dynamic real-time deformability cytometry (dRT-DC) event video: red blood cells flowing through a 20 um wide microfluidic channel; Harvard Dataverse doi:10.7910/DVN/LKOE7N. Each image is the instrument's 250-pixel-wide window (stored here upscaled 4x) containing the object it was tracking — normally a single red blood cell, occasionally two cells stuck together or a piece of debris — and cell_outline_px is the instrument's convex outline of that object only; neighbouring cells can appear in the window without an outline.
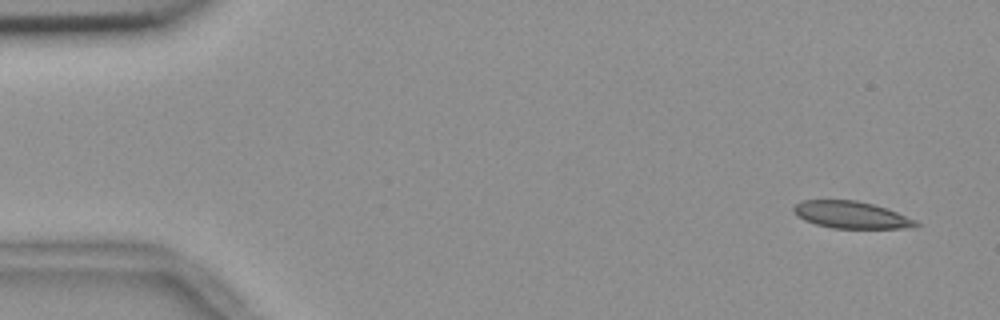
{"species": "common noctule bat (a hibernating species)", "species_latin": "Nyctalus noctula", "temperature_condition": "room temperature", "stored_images_in_passage": 6, "camera_frame_rate_fps": 3000, "um_per_image_px": 0.085, "animal": {"sex": "female", "body_mass_g": 18.4}, "frame": {"image": 1, "passage_image": 1, "time_ms": 0.0, "image_size_px": [1000, 320], "cell_outline_px": [[920, 224], [900, 228], [832, 228], [816, 224], [804, 220], [796, 216], [792, 212], [792, 208], [800, 200], [856, 200], [888, 208], [916, 220]], "centroid_in_image_um": [72.28, 18.25], "position_along_channel_um": 12.7, "area_um2": 19.25}}
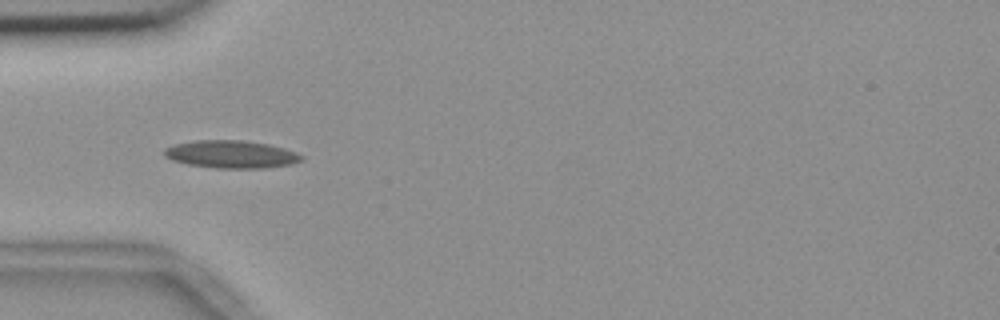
{"frame": {"image": 2, "passage_image": 5, "time_ms": 1.333, "image_size_px": [1000, 320], "cell_outline_px": [[304, 160], [288, 164], [264, 168], [216, 168], [188, 164], [172, 160], [164, 156], [164, 148], [176, 144], [196, 140], [244, 140], [268, 144], [284, 148], [296, 152], [304, 156]], "centroid_in_image_um": [19.65, 13.11], "position_along_channel_um": 65.3, "area_um2": 22.08}}